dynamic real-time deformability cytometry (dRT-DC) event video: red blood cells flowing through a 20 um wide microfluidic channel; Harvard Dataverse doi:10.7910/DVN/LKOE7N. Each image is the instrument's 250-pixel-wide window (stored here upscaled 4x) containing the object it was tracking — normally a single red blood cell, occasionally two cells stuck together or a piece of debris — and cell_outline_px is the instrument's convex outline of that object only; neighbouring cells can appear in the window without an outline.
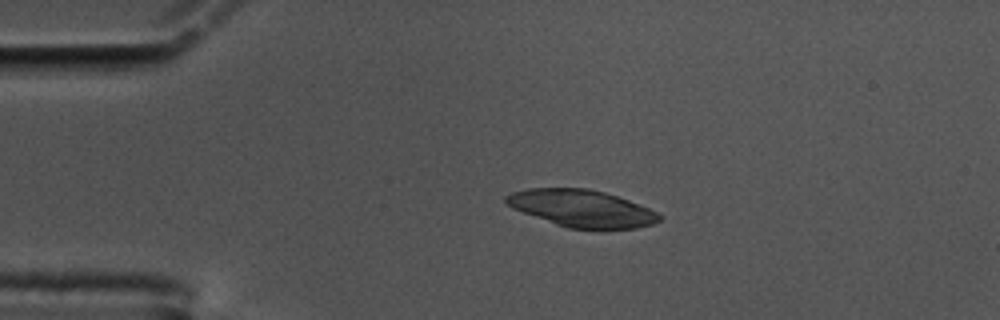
{"species": "common noctule bat (a hibernating species)", "species_latin": "Nyctalus noctula", "temperature_condition": "cold", "stored_images_in_passage": 47, "camera_frame_rate_fps": 3000, "um_per_image_px": 0.085, "animal": {"sex": "male", "body_mass_g": 17.5, "forearm_length_mm": 52.3}, "frame": {"image": 1, "passage_image": 1, "time_ms": 0.0, "image_size_px": [1000, 320], "cell_outline_px": [[660, 220], [652, 224], [636, 228], [568, 228], [556, 224], [512, 208], [504, 200], [504, 196], [512, 192], [528, 188], [588, 188], [604, 192], [628, 200], [648, 208], [656, 212], [660, 216]], "centroid_in_image_um": [49.41, 17.7], "position_along_channel_um": 35.6, "area_um2": 32.6}}